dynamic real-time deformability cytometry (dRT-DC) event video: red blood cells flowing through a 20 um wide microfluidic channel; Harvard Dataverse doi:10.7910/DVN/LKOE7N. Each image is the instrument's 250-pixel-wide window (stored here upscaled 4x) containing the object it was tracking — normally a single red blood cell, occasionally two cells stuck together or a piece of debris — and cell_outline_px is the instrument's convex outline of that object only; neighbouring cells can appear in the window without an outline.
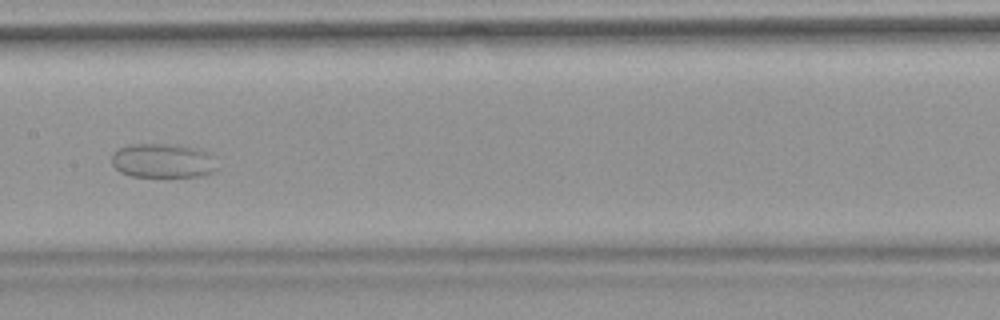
{"species": "common noctule bat (a hibernating species)", "species_latin": "Nyctalus noctula", "temperature_condition": "warm", "stored_images_in_passage": 54, "camera_frame_rate_fps": 3000, "um_per_image_px": 0.085, "animal": {"sex": "female", "body_mass_g": 18.4}, "frame": {"image": 1, "passage_image": 28, "time_ms": 9.0, "image_size_px": [1000, 320], "cell_outline_px": [[216, 168], [212, 172], [200, 176], [168, 180], [132, 176], [120, 172], [112, 164], [112, 156], [120, 148], [132, 144], [180, 144], [196, 148], [204, 152]], "centroid_in_image_um": [13.79, 13.72], "position_along_channel_um": 193.6, "area_um2": 21.44}}
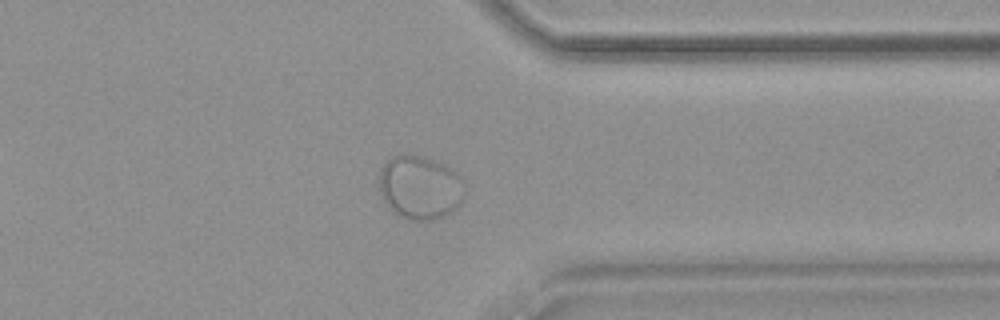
{"frame": {"image": 2, "passage_image": 43, "time_ms": 14.0, "image_size_px": [1000, 320], "cell_outline_px": [[464, 196], [460, 204], [456, 208], [444, 216], [432, 220], [412, 220], [392, 212], [384, 200], [380, 192], [380, 172], [384, 164], [392, 156], [400, 152], [408, 152], [424, 156], [444, 164], [456, 172], [464, 180]], "centroid_in_image_um": [35.71, 15.89], "position_along_channel_um": 375.7, "area_um2": 32.14}}
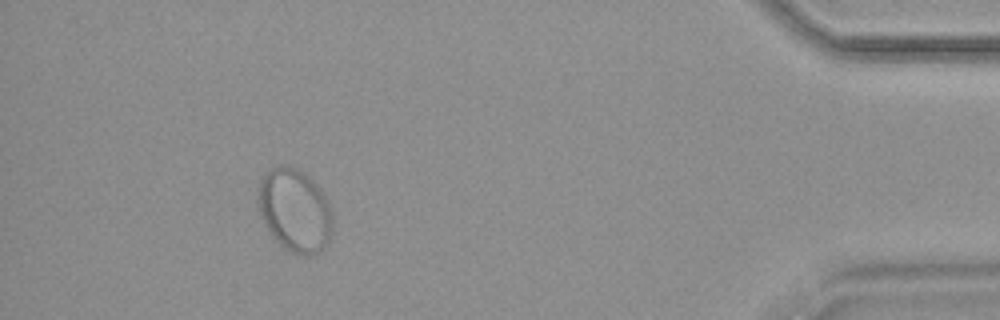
{"frame": {"image": 3, "passage_image": 50, "time_ms": 16.333, "image_size_px": [1000, 320], "cell_outline_px": [[332, 232], [324, 248], [320, 252], [312, 256], [304, 256], [292, 252], [280, 244], [276, 240], [268, 228], [260, 212], [260, 180], [272, 168], [280, 164], [288, 164], [300, 168], [312, 180], [324, 196], [332, 212]], "centroid_in_image_um": [25.1, 17.88], "position_along_channel_um": 410.1, "area_um2": 35.6}}